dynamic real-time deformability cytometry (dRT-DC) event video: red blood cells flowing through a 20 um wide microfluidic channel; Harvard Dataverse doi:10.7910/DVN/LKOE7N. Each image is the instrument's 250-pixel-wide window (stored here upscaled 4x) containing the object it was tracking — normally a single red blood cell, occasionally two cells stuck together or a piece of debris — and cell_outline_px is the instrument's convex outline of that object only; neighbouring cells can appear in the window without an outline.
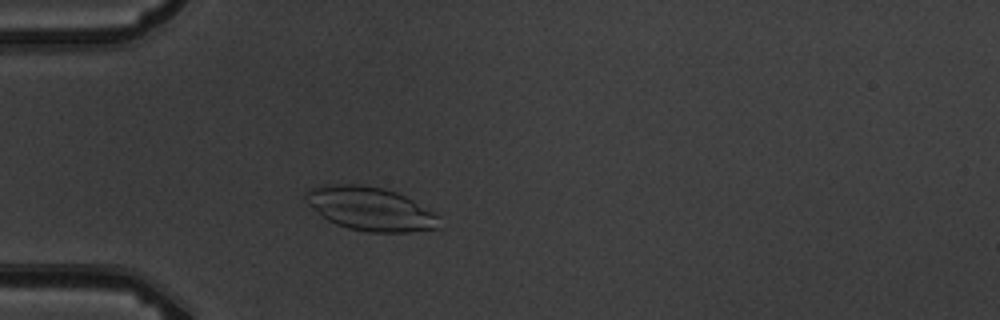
{"species": "common noctule bat (a hibernating species)", "species_latin": "Nyctalus noctula", "temperature_condition": "warm", "stored_images_in_passage": 2, "camera_frame_rate_fps": 3000, "um_per_image_px": 0.085, "animal": {"sex": "male", "body_mass_g": 19.5, "forearm_length_mm": 54.6}, "frame": {"image": 1, "passage_image": 2, "time_ms": 1.333, "image_size_px": [1000, 320], "cell_outline_px": [[440, 228], [412, 232], [368, 232], [348, 228], [336, 224], [328, 220], [308, 204], [304, 196], [304, 192], [308, 188], [332, 184], [360, 184], [384, 188], [396, 192], [412, 200], [440, 216]], "centroid_in_image_um": [31.48, 17.75], "position_along_channel_um": 53.5, "area_um2": 33.93}}